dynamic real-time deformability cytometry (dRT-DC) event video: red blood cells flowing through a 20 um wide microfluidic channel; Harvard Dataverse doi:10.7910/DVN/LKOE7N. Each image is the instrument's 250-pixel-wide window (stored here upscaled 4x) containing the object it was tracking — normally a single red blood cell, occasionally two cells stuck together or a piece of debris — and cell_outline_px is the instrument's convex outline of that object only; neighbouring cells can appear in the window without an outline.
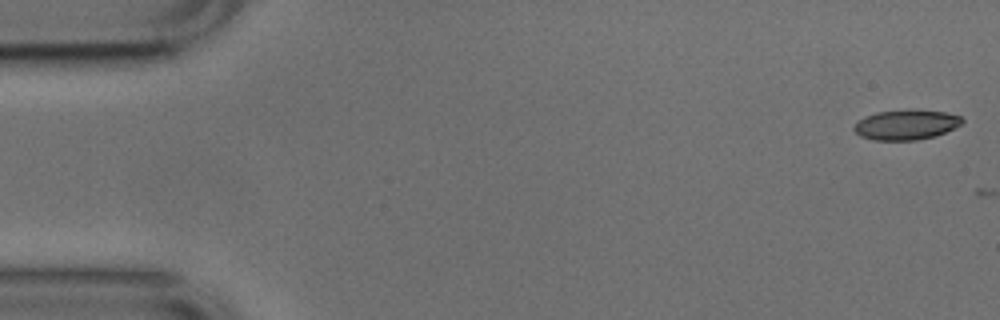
{"species": "common noctule bat (a hibernating species)", "species_latin": "Nyctalus noctula", "temperature_condition": "cold", "stored_images_in_passage": 4, "camera_frame_rate_fps": 3000, "um_per_image_px": 0.085, "animal": {"sex": "male", "body_mass_g": 17.9, "forearm_length_mm": 54.2}, "frame": {"image": 1, "passage_image": 1, "time_ms": 0.0, "image_size_px": [1000, 320], "cell_outline_px": [[964, 120], [960, 124], [936, 136], [916, 140], [872, 140], [860, 136], [852, 128], [856, 120], [864, 116], [876, 112], [912, 108], [944, 112], [960, 116]], "centroid_in_image_um": [76.95, 10.58], "position_along_channel_um": 8.0, "area_um2": 19.19}}